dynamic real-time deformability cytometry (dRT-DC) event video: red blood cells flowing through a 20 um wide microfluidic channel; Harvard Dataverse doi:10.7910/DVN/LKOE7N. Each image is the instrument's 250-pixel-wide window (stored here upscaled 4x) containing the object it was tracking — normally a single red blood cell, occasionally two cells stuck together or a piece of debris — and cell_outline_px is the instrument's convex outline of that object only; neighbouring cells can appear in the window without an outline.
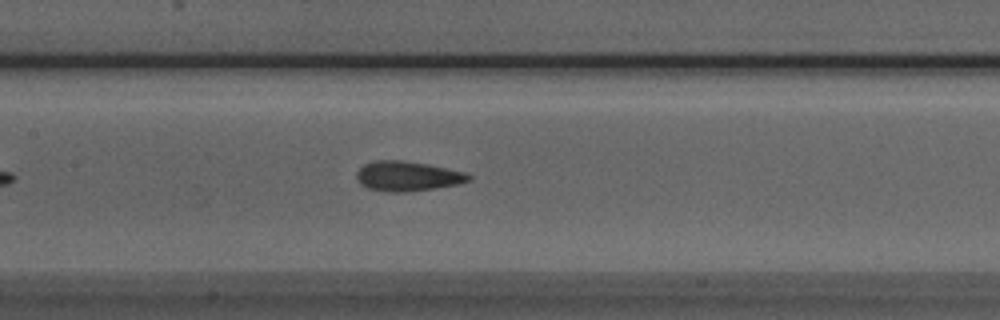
{"species": "Egyptian fruit bat (a non-hibernating species)", "species_latin": "Rousettus aegyptiacus", "temperature_condition": "room temperature", "stored_images_in_passage": 39, "camera_frame_rate_fps": 3000, "um_per_image_px": 0.085, "animal": {"sex": "male"}, "frame": {"image": 1, "passage_image": 14, "time_ms": 4.333, "image_size_px": [1000, 320], "cell_outline_px": [[472, 180], [456, 184], [432, 188], [404, 192], [392, 192], [368, 188], [360, 184], [356, 180], [356, 172], [364, 164], [372, 160], [404, 160], [428, 164], [464, 172], [472, 176]], "centroid_in_image_um": [34.6, 14.96], "position_along_channel_um": 172.8, "area_um2": 19.42}}
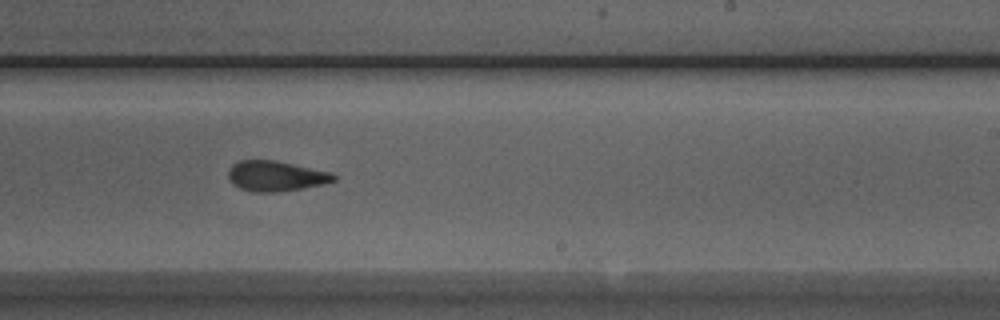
{"frame": {"image": 2, "passage_image": 21, "time_ms": 6.667, "image_size_px": [1000, 320], "cell_outline_px": [[336, 180], [324, 184], [276, 192], [252, 192], [240, 188], [232, 184], [228, 180], [228, 168], [232, 164], [240, 160], [276, 160], [332, 172], [336, 176]], "centroid_in_image_um": [23.41, 14.95], "position_along_channel_um": 265.6, "area_um2": 18.79}}
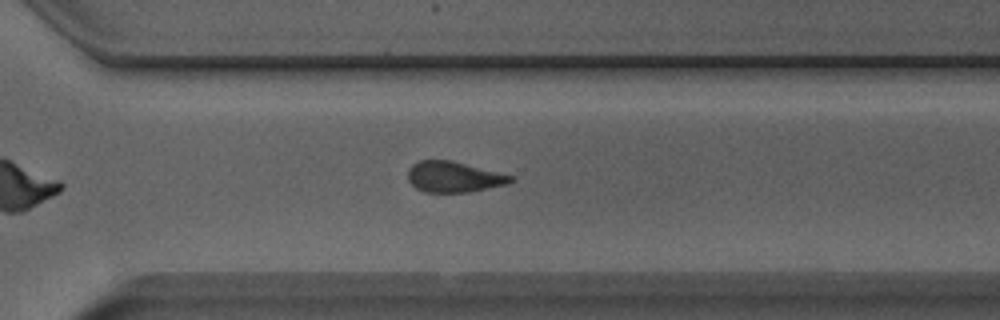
{"frame": {"image": 3, "passage_image": 26, "time_ms": 8.333, "image_size_px": [1000, 320], "cell_outline_px": [[516, 180], [508, 184], [468, 192], [424, 192], [416, 188], [408, 180], [408, 168], [412, 164], [420, 160], [452, 160], [512, 176]], "centroid_in_image_um": [38.55, 15.03], "position_along_channel_um": 332.0, "area_um2": 18.38}, "authors_computed_cell_mechanics": {"area_um2": 19.363, "velocity_mm_per_s": 3.9928, "shape_relaxation_time_tau1_ms": 5.8306, "shape_relaxation_time_tau2_ms": 2.712, "deformation_change_tau1": 0.1119, "deformation_change_tau2": 0.0863}}